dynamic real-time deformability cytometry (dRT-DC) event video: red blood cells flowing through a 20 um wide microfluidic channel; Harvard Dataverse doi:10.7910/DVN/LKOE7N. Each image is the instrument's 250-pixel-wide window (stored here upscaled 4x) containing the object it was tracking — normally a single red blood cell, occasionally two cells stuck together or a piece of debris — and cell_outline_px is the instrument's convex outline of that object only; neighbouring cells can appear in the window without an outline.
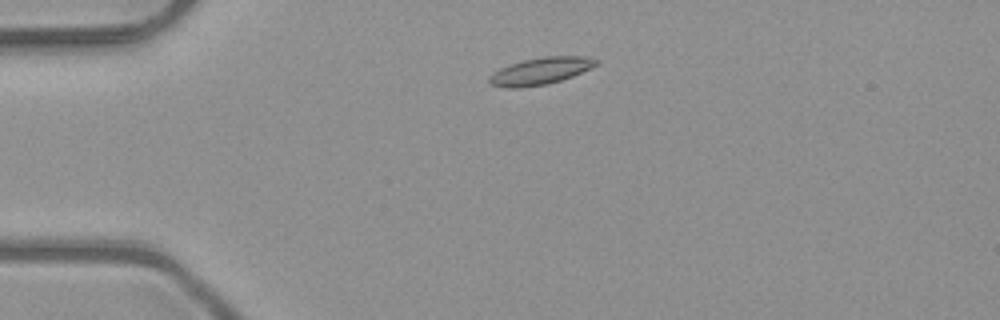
{"species": "common noctule bat (a hibernating species)", "species_latin": "Nyctalus noctula", "temperature_condition": "room temperature", "stored_images_in_passage": 4, "camera_frame_rate_fps": 3000, "um_per_image_px": 0.085, "animal": {"sex": "male", "body_mass_g": 23.1, "forearm_length_mm": 52.7}, "frame": {"image": 1, "passage_image": 2, "time_ms": 0.333, "image_size_px": [1000, 320], "cell_outline_px": [[600, 64], [592, 68], [572, 76], [548, 84], [520, 88], [504, 88], [488, 84], [488, 76], [492, 72], [500, 68], [524, 60], [544, 56], [588, 56], [600, 60]], "centroid_in_image_um": [45.95, 6.04], "position_along_channel_um": 39.0, "area_um2": 17.11}}
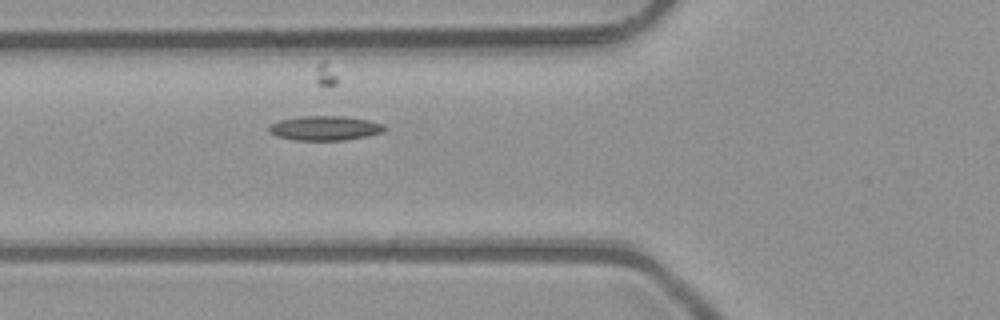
{"frame": {"image": 2, "passage_image": 4, "time_ms": 1.0, "image_size_px": [1000, 320], "cell_outline_px": [[388, 128], [384, 132], [368, 136], [344, 140], [296, 140], [276, 136], [268, 132], [268, 128], [272, 124], [280, 120], [300, 116], [344, 116], [368, 120], [384, 124]], "centroid_in_image_um": [27.65, 10.89], "position_along_channel_um": 98.1, "area_um2": 16.59}}